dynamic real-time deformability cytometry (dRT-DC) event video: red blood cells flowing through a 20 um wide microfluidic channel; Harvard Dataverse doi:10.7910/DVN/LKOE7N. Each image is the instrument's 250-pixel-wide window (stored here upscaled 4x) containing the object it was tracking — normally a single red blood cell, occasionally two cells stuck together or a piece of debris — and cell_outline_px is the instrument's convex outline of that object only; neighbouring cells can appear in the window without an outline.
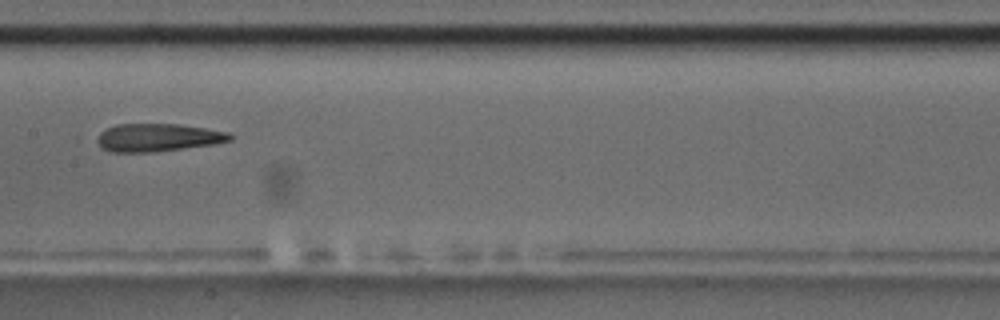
{"species": "common noctule bat (a hibernating species)", "species_latin": "Nyctalus noctula", "temperature_condition": "room temperature", "stored_images_in_passage": 14, "camera_frame_rate_fps": 3000, "um_per_image_px": 0.085, "animal": {"sex": "male", "body_mass_g": 17.5, "forearm_length_mm": 52.3}, "frame": {"image": 1, "passage_image": 8, "time_ms": 9.0, "image_size_px": [1000, 320], "cell_outline_px": [[232, 140], [216, 144], [152, 152], [112, 152], [100, 148], [96, 140], [100, 132], [116, 124], [176, 124], [204, 128], [228, 132], [232, 136]], "centroid_in_image_um": [13.4, 11.7], "position_along_channel_um": 194.0, "area_um2": 21.56}, "authors_computed_cell_mechanics": {"area_um2": 21.7328, "velocity_mm_per_s": 3.5633, "shape_relaxation_time_tau1_ms": null, "shape_relaxation_time_tau2_ms": 4.5261, "deformation_change_tau1": null, "deformation_change_tau2": 0.1264}}